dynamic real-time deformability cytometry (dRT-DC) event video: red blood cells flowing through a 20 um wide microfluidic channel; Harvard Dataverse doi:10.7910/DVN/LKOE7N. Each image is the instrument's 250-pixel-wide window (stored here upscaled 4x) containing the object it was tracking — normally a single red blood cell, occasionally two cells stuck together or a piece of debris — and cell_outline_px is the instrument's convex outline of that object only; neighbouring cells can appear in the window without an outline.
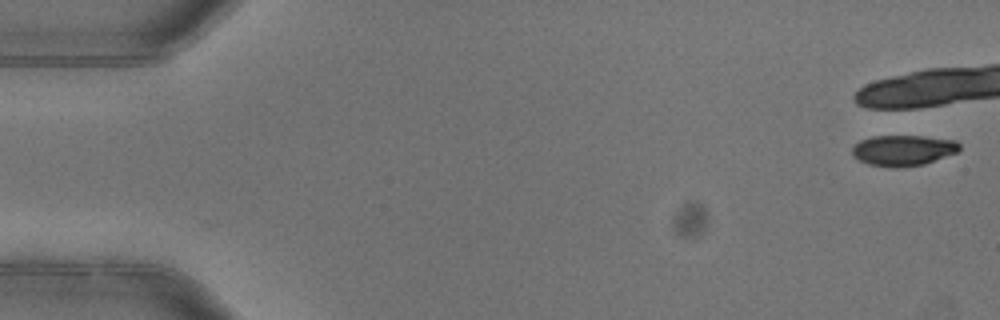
{"species": "common noctule bat (a hibernating species)", "species_latin": "Nyctalus noctula", "temperature_condition": "warm", "stored_images_in_passage": 7, "camera_frame_rate_fps": 3000, "um_per_image_px": 0.085, "animal": {"sex": "female"}, "frame": {"image": 1, "passage_image": 1, "time_ms": 0.0, "image_size_px": [1000, 320], "cell_outline_px": [[960, 148], [956, 152], [924, 164], [896, 168], [868, 164], [852, 156], [852, 148], [860, 140], [872, 136], [924, 136], [956, 140], [960, 144]], "centroid_in_image_um": [76.75, 12.77], "position_along_channel_um": 8.2, "area_um2": 19.13}}